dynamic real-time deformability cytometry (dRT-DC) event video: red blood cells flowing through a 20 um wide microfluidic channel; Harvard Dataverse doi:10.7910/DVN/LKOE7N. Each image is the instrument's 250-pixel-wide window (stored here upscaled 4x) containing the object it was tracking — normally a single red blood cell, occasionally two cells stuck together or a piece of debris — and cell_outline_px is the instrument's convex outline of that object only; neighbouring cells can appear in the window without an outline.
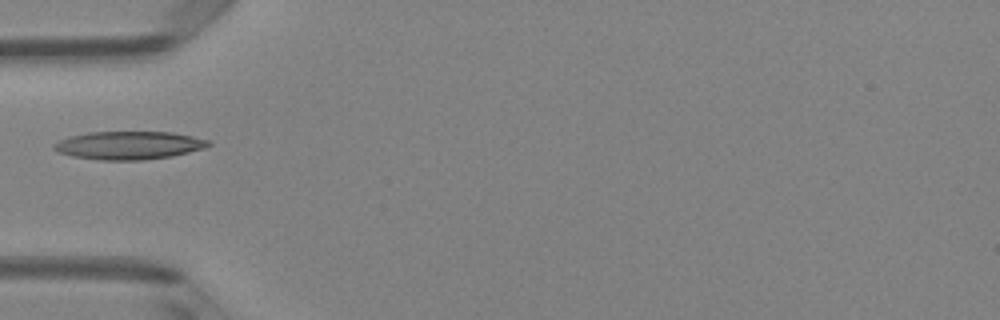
{"species": "Egyptian fruit bat (a non-hibernating species)", "species_latin": "Rousettus aegyptiacus", "temperature_condition": "room temperature", "stored_images_in_passage": 4, "camera_frame_rate_fps": 3000, "um_per_image_px": 0.085, "animal": {"sex": "female"}, "frame": {"image": 1, "passage_image": 4, "time_ms": 1.0, "image_size_px": [1000, 320], "cell_outline_px": [[212, 144], [204, 148], [172, 156], [144, 160], [100, 160], [72, 156], [56, 152], [52, 148], [52, 144], [60, 140], [72, 136], [88, 132], [172, 132], [192, 136], [208, 140]], "centroid_in_image_um": [10.93, 12.36], "position_along_channel_um": 74.1, "area_um2": 25.32}}